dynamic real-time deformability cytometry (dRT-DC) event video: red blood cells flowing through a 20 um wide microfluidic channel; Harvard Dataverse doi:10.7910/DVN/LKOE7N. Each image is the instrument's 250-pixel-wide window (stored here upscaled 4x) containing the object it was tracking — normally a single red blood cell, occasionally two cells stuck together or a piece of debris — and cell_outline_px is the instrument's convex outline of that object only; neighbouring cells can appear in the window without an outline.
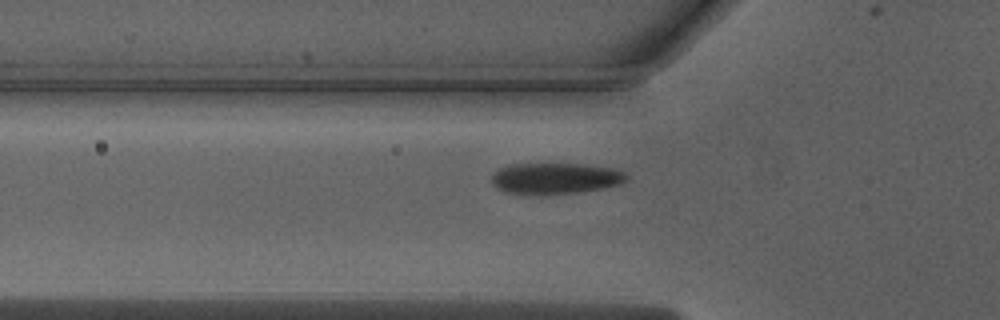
{"species": "Egyptian fruit bat (a non-hibernating species)", "species_latin": "Rousettus aegyptiacus", "temperature_condition": "warm", "stored_images_in_passage": 38, "camera_frame_rate_fps": 3000, "um_per_image_px": 0.085, "animal": {"sex": "male"}, "frame": {"image": 1, "passage_image": 9, "time_ms": 2.667, "image_size_px": [1000, 320], "cell_outline_px": [[628, 180], [620, 184], [600, 188], [576, 192], [508, 192], [492, 184], [492, 172], [508, 164], [580, 164], [612, 168], [624, 172], [628, 176]], "centroid_in_image_um": [47.23, 15.11], "position_along_channel_um": 78.6, "area_um2": 23.52}}
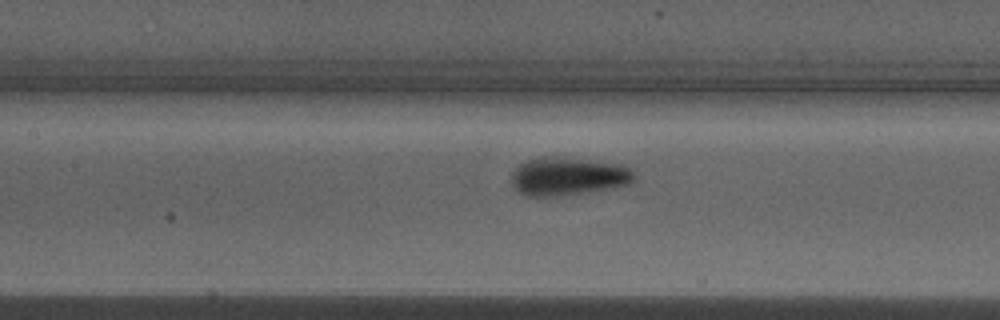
{"frame": {"image": 2, "passage_image": 15, "time_ms": 4.667, "image_size_px": [1000, 320], "cell_outline_px": [[636, 180], [632, 184], [556, 196], [524, 196], [512, 184], [512, 172], [520, 164], [528, 160], [540, 156], [556, 156], [620, 164], [628, 168], [636, 176]], "centroid_in_image_um": [48.27, 14.97], "position_along_channel_um": 159.1, "area_um2": 27.05}}
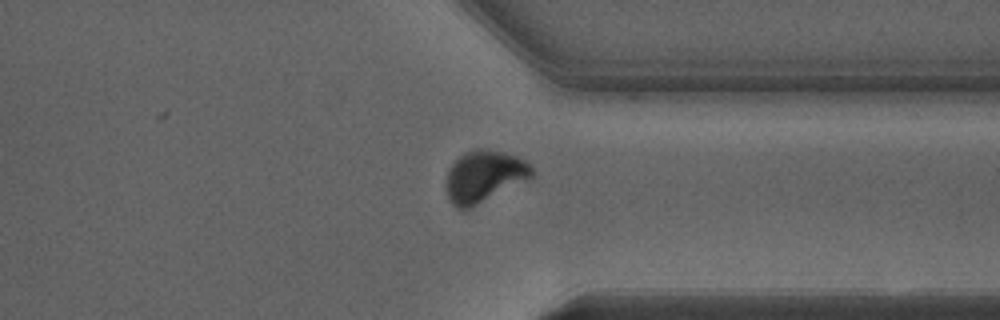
{"frame": {"image": 3, "passage_image": 31, "time_ms": 10.0, "image_size_px": [1000, 320], "cell_outline_px": [[532, 176], [528, 180], [464, 212], [460, 212], [448, 200], [444, 188], [444, 180], [448, 168], [464, 152], [472, 148], [488, 148], [504, 152], [516, 156], [524, 160], [532, 168]], "centroid_in_image_um": [41.07, 15.02], "position_along_channel_um": 370.3, "area_um2": 26.76}, "authors_computed_cell_mechanics": {"area_um2": 26.299, "velocity_mm_per_s": 3.9949, "shape_relaxation_time_tau1_ms": 2.1232, "shape_relaxation_time_tau2_ms": null, "deformation_change_tau1": 0.1485, "deformation_change_tau2": null}}